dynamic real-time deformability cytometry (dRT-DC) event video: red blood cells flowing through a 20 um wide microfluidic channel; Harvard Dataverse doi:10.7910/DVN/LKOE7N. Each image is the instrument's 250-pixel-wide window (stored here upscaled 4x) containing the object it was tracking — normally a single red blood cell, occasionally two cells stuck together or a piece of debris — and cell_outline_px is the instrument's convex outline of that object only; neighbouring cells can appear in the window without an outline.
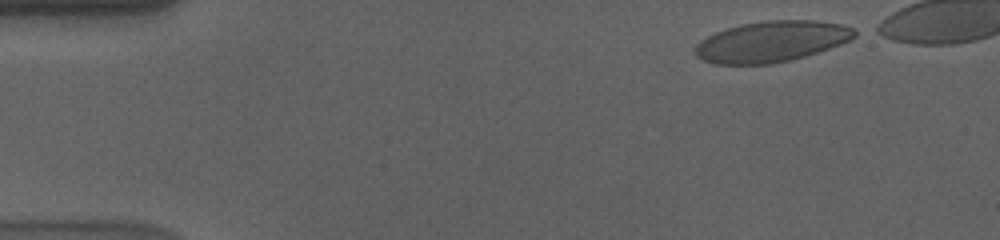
{"species": "human", "species_latin": "Homo sapiens", "temperature_condition": "cold", "stored_images_in_passage": 47, "camera_frame_rate_fps": 3000, "um_per_image_px": 0.085, "donor": {"sex": "male"}, "frame": {"image": 1, "passage_image": 1, "time_ms": 0.0, "image_size_px": [1000, 240], "cell_outline_px": [[860, 32], [856, 36], [840, 44], [804, 56], [772, 64], [716, 64], [704, 60], [696, 56], [692, 52], [696, 44], [700, 40], [716, 32], [740, 24], [764, 20], [812, 20], [840, 24], [852, 28]], "centroid_in_image_um": [65.54, 3.52], "position_along_channel_um": 19.5, "area_um2": 37.86}}
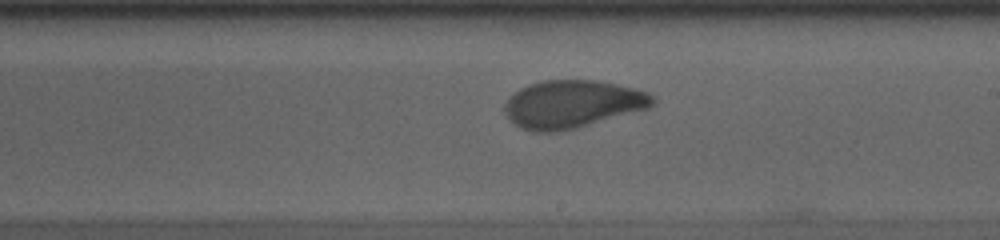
{"frame": {"image": 2, "passage_image": 28, "time_ms": 9.0, "image_size_px": [1000, 240], "cell_outline_px": [[656, 100], [648, 108], [576, 128], [560, 132], [532, 132], [520, 128], [504, 112], [504, 104], [520, 88], [528, 84], [544, 80], [600, 80], [648, 92]], "centroid_in_image_um": [48.64, 8.85], "position_along_channel_um": 240.4, "area_um2": 40.98}}
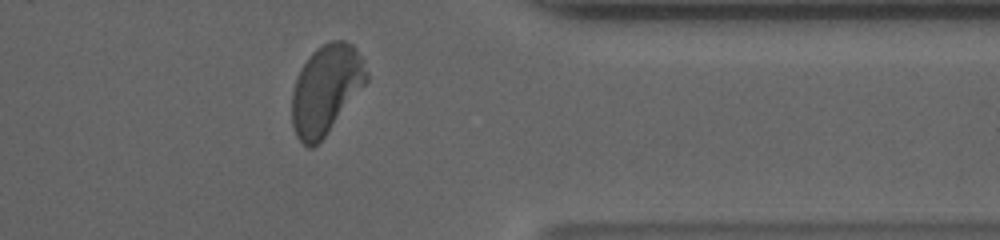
{"frame": {"image": 3, "passage_image": 41, "time_ms": 13.333, "image_size_px": [1000, 240], "cell_outline_px": [[368, 80], [324, 136], [312, 148], [308, 148], [296, 136], [292, 124], [292, 92], [296, 80], [304, 64], [312, 52], [316, 48], [332, 40], [344, 40], [352, 44], [356, 48], [364, 60], [368, 72]], "centroid_in_image_um": [27.71, 7.57], "position_along_channel_um": 383.7, "area_um2": 38.21}, "authors_computed_cell_mechanics": {"area_um2": 40.46, "velocity_mm_per_s": 3.561, "shape_relaxation_time_tau1_ms": 5.3077, "shape_relaxation_time_tau2_ms": 1.2971, "deformation_change_tau1": 0.1784, "deformation_change_tau2": 0.0518}}